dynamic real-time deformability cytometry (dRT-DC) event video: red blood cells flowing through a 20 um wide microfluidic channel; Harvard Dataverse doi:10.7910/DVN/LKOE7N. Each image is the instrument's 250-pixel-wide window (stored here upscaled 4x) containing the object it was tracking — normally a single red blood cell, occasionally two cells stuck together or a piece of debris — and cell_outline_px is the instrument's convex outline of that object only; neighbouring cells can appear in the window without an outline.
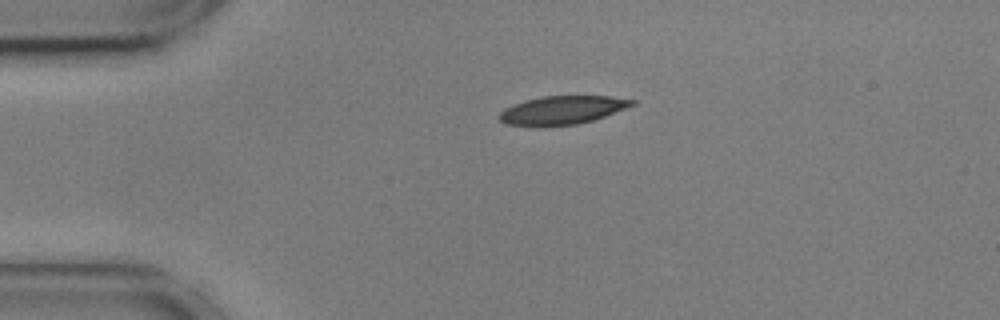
{"species": "common noctule bat (a hibernating species)", "species_latin": "Nyctalus noctula", "temperature_condition": "cold", "stored_images_in_passage": 44, "camera_frame_rate_fps": 3000, "um_per_image_px": 0.085, "animal": {"sex": "male", "body_mass_g": 17.9, "forearm_length_mm": 54.2}, "frame": {"image": 1, "passage_image": 1, "time_ms": 0.0, "image_size_px": [1000, 320], "cell_outline_px": [[636, 104], [604, 116], [592, 120], [576, 124], [544, 128], [536, 128], [504, 124], [500, 120], [500, 112], [504, 108], [512, 104], [524, 100], [544, 96], [612, 96], [636, 100]], "centroid_in_image_um": [47.73, 9.38], "position_along_channel_um": 37.3, "area_um2": 22.48}}
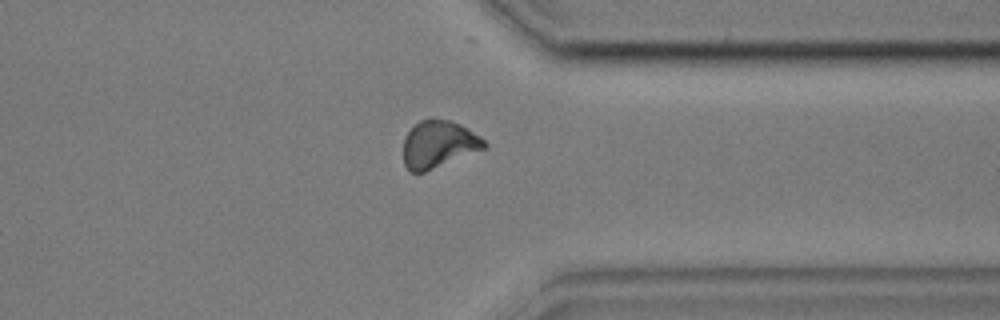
{"frame": {"image": 2, "passage_image": 32, "time_ms": 10.333, "image_size_px": [1000, 320], "cell_outline_px": [[488, 144], [484, 148], [424, 172], [408, 172], [404, 164], [404, 136], [420, 120], [448, 120], [460, 124], [480, 136]], "centroid_in_image_um": [37.25, 12.27], "position_along_channel_um": 374.1, "area_um2": 21.79}}
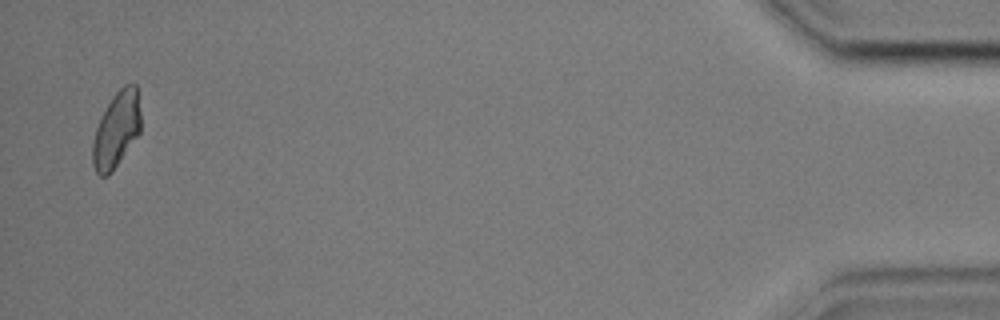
{"frame": {"image": 3, "passage_image": 43, "time_ms": 14.0, "image_size_px": [1000, 320], "cell_outline_px": [[140, 132], [112, 172], [108, 176], [100, 176], [96, 172], [92, 164], [92, 144], [96, 128], [112, 96], [124, 84], [136, 84], [140, 112]], "centroid_in_image_um": [9.89, 11.04], "position_along_channel_um": 425.3, "area_um2": 21.04}, "authors_computed_cell_mechanics": {"area_um2": 22.4264, "velocity_mm_per_s": 3.6072, "shape_relaxation_time_tau1_ms": 4.3795, "shape_relaxation_time_tau2_ms": 11.2169, "deformation_change_tau1": 0.1256, "deformation_change_tau2": 0.1881}}